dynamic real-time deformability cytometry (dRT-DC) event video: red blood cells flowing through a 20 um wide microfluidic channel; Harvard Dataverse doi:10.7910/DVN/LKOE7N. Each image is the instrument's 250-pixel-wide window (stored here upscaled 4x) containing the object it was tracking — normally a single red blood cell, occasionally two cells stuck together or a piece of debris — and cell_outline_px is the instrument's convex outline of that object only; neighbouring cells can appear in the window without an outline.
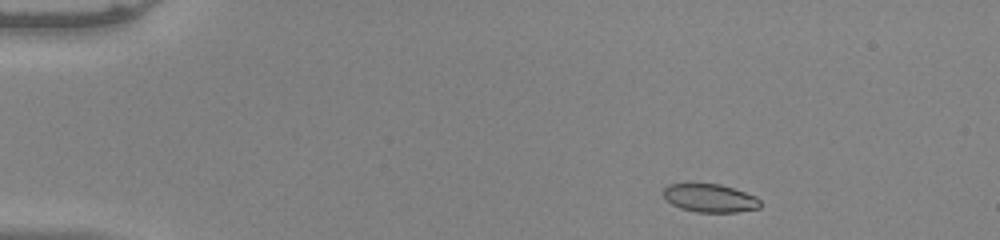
{"species": "common noctule bat (a hibernating species)", "species_latin": "Nyctalus noctula", "temperature_condition": "warm", "stored_images_in_passage": 46, "camera_frame_rate_fps": 3000, "um_per_image_px": 0.085, "animal": {"sex": "male", "body_mass_g": 20.0, "forearm_length_mm": 53.3}, "frame": {"image": 1, "passage_image": 2, "time_ms": 0.333, "image_size_px": [1000, 240], "cell_outline_px": [[760, 208], [736, 212], [696, 212], [680, 208], [672, 204], [664, 196], [664, 188], [668, 184], [720, 184], [756, 196], [760, 200]], "centroid_in_image_um": [60.36, 16.84], "position_along_channel_um": 24.6, "area_um2": 15.78}}
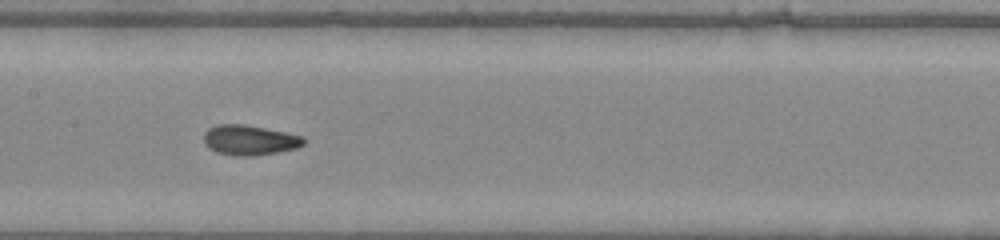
{"frame": {"image": 2, "passage_image": 21, "time_ms": 6.667, "image_size_px": [1000, 240], "cell_outline_px": [[304, 144], [296, 148], [276, 152], [252, 156], [236, 156], [216, 152], [208, 148], [204, 144], [204, 132], [208, 128], [216, 124], [244, 124], [288, 132], [304, 136]], "centroid_in_image_um": [21.19, 11.9], "position_along_channel_um": 186.2, "area_um2": 17.69}}
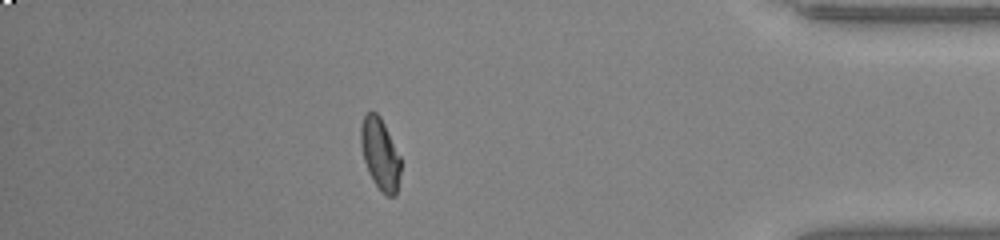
{"frame": {"image": 3, "passage_image": 40, "time_ms": 13.0, "image_size_px": [1000, 240], "cell_outline_px": [[400, 172], [396, 196], [388, 196], [380, 192], [372, 180], [368, 172], [364, 160], [360, 144], [360, 128], [364, 116], [368, 112], [376, 112], [380, 116], [400, 156]], "centroid_in_image_um": [32.3, 13.12], "position_along_channel_um": 402.9, "area_um2": 16.65}, "authors_computed_cell_mechanics": {"area_um2": 16.762, "velocity_mm_per_s": 3.9992, "shape_relaxation_time_tau1_ms": 9.0952, "shape_relaxation_time_tau2_ms": 0.9128, "deformation_change_tau1": 0.2409, "deformation_change_tau2": 0.0693}}